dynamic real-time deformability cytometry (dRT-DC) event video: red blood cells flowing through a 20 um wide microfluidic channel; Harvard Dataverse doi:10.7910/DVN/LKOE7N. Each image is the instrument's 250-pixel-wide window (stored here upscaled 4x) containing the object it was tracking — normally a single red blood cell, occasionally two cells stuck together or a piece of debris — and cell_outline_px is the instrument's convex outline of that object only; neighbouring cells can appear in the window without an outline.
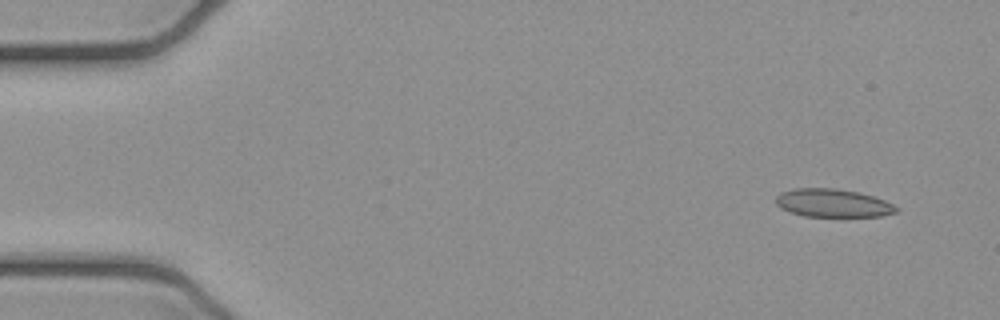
{"species": "common noctule bat (a hibernating species)", "species_latin": "Nyctalus noctula", "temperature_condition": "cold", "stored_images_in_passage": 4, "camera_frame_rate_fps": 3000, "um_per_image_px": 0.085, "animal": {"sex": "female", "body_mass_g": 21.9}, "frame": {"image": 1, "passage_image": 1, "time_ms": 0.0, "image_size_px": [1000, 320], "cell_outline_px": [[900, 208], [896, 212], [880, 216], [804, 216], [780, 208], [776, 204], [776, 196], [780, 192], [792, 188], [836, 188], [860, 192], [884, 200]], "centroid_in_image_um": [70.77, 17.24], "position_along_channel_um": 14.2, "area_um2": 19.77}}
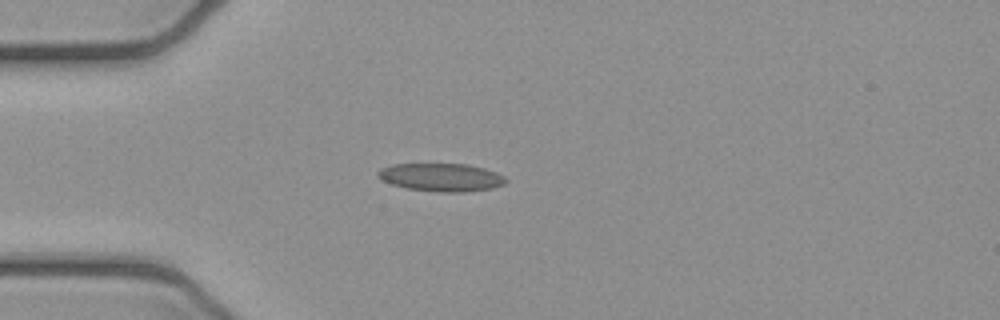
{"frame": {"image": 2, "passage_image": 4, "time_ms": 1.0, "image_size_px": [1000, 320], "cell_outline_px": [[508, 180], [504, 184], [492, 188], [464, 192], [440, 192], [408, 188], [392, 184], [376, 176], [376, 172], [380, 168], [392, 164], [468, 164], [484, 168], [496, 172], [504, 176]], "centroid_in_image_um": [37.51, 15.06], "position_along_channel_um": 47.5, "area_um2": 20.87}}